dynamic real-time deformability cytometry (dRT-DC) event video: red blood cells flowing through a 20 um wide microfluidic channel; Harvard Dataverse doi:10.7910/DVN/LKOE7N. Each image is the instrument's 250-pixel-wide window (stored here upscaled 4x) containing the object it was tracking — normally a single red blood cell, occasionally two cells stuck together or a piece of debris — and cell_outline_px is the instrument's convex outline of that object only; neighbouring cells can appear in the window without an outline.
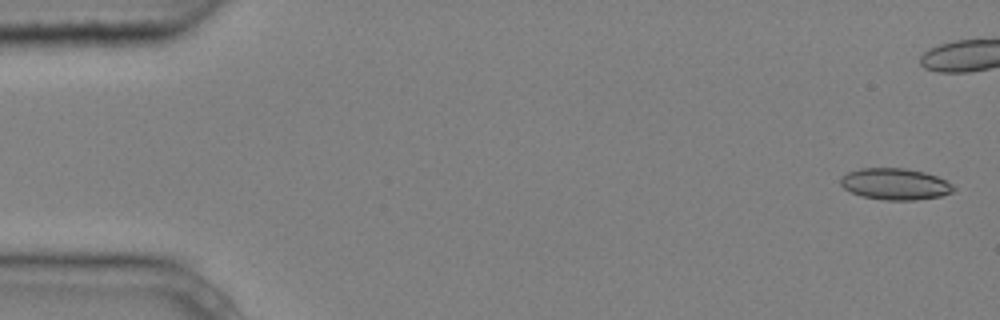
{"species": "common noctule bat (a hibernating species)", "species_latin": "Nyctalus noctula", "temperature_condition": "cold", "stored_images_in_passage": 6, "camera_frame_rate_fps": 3000, "um_per_image_px": 0.085, "animal": {"sex": "male", "body_mass_g": 20.4}, "frame": {"image": 1, "passage_image": 1, "time_ms": 0.0, "image_size_px": [1000, 320], "cell_outline_px": [[956, 188], [952, 192], [940, 196], [916, 200], [884, 200], [864, 196], [852, 192], [844, 188], [840, 184], [840, 176], [848, 172], [860, 168], [904, 168], [924, 172], [936, 176], [952, 184]], "centroid_in_image_um": [76.07, 15.64], "position_along_channel_um": 8.9, "area_um2": 20.63}}